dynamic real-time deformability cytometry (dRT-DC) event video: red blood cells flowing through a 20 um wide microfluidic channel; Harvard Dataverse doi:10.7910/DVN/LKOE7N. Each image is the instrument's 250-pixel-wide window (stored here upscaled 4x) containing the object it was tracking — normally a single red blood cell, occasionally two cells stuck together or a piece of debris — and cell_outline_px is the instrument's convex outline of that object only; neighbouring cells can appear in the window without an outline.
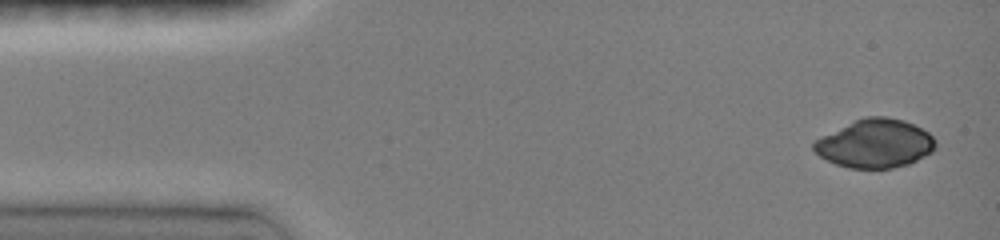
{"species": "common noctule bat (a hibernating species)", "species_latin": "Nyctalus noctula", "temperature_condition": "room temperature", "stored_images_in_passage": 58, "camera_frame_rate_fps": 3000, "um_per_image_px": 0.085, "animal": {"sex": "female", "body_mass_g": 19.0, "forearm_length_mm": 51.5}, "frame": {"image": 1, "passage_image": 1, "time_ms": 0.0, "image_size_px": [1000, 240], "cell_outline_px": [[936, 148], [932, 152], [908, 164], [892, 168], [848, 168], [836, 164], [820, 156], [812, 148], [812, 144], [816, 140], [864, 116], [888, 116], [904, 120], [928, 132], [936, 140]], "centroid_in_image_um": [74.42, 12.2], "position_along_channel_um": 10.6, "area_um2": 34.04}}